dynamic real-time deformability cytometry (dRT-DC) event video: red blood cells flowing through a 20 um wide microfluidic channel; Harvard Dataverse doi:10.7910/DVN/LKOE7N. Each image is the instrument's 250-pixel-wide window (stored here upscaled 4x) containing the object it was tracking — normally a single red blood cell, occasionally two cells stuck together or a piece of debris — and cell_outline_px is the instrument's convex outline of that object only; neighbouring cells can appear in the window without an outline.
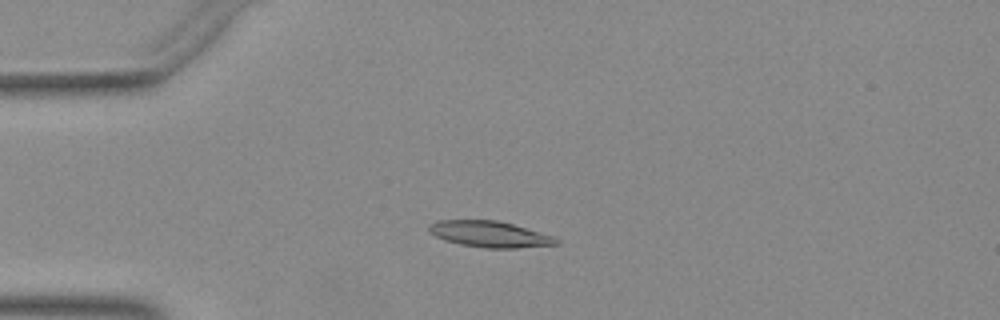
{"species": "Egyptian fruit bat (a non-hibernating species)", "species_latin": "Rousettus aegyptiacus", "temperature_condition": "warm", "stored_images_in_passage": 51, "camera_frame_rate_fps": 3000, "um_per_image_px": 0.085, "animal": {"sex": "female"}, "frame": {"image": 1, "passage_image": 13, "time_ms": 4.0, "image_size_px": [1000, 320], "cell_outline_px": [[560, 244], [516, 248], [484, 248], [460, 244], [444, 240], [428, 232], [428, 228], [436, 220], [496, 220], [512, 224], [556, 236], [560, 240]], "centroid_in_image_um": [41.66, 19.91], "position_along_channel_um": 43.3, "area_um2": 19.48}}
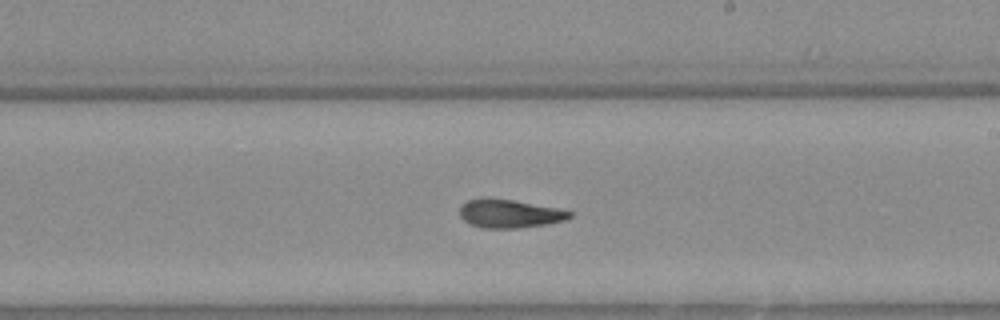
{"frame": {"image": 2, "passage_image": 30, "time_ms": 9.667, "image_size_px": [1000, 320], "cell_outline_px": [[572, 216], [564, 220], [548, 224], [520, 228], [484, 228], [472, 224], [464, 220], [460, 216], [460, 208], [468, 200], [512, 200], [556, 208], [572, 212]], "centroid_in_image_um": [43.35, 18.19], "position_along_channel_um": 245.6, "area_um2": 17.51}}
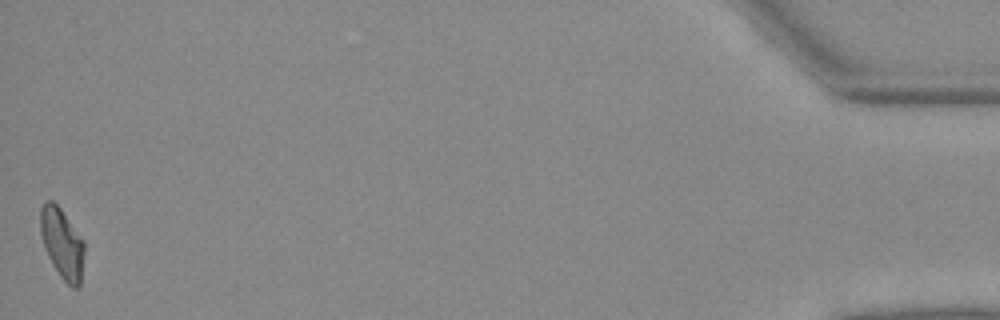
{"frame": {"image": 3, "passage_image": 51, "time_ms": 16.667, "image_size_px": [1000, 320], "cell_outline_px": [[84, 252], [80, 284], [76, 288], [72, 288], [60, 276], [48, 256], [40, 232], [40, 208], [48, 200], [52, 200], [60, 208], [84, 240]], "centroid_in_image_um": [5.28, 20.68], "position_along_channel_um": 429.9, "area_um2": 17.74}}